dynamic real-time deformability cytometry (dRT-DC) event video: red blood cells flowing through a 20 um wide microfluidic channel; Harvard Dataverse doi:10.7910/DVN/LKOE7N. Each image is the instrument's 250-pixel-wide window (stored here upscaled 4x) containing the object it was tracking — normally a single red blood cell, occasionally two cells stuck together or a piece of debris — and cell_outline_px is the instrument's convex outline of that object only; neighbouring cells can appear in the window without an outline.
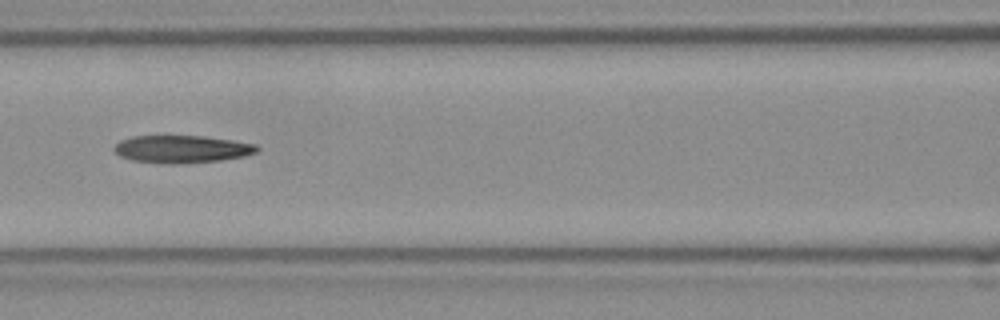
{"species": "Egyptian fruit bat (a non-hibernating species)", "species_latin": "Rousettus aegyptiacus", "temperature_condition": "room temperature", "stored_images_in_passage": 35, "camera_frame_rate_fps": 3000, "um_per_image_px": 0.085, "frame": {"image": 1, "passage_image": 11, "time_ms": 3.333, "image_size_px": [1000, 320], "cell_outline_px": [[260, 148], [256, 152], [244, 156], [220, 160], [176, 164], [168, 164], [132, 160], [120, 156], [112, 148], [120, 140], [132, 136], [204, 136], [232, 140], [256, 144]], "centroid_in_image_um": [15.45, 12.67], "position_along_channel_um": 151.2, "area_um2": 22.89}, "authors_computed_cell_mechanics": {"area_um2": 23.409, "velocity_mm_per_s": 4.0307, "shape_relaxation_time_tau1_ms": null, "shape_relaxation_time_tau2_ms": 3.5174, "deformation_change_tau1": null, "deformation_change_tau2": 0.1539}}